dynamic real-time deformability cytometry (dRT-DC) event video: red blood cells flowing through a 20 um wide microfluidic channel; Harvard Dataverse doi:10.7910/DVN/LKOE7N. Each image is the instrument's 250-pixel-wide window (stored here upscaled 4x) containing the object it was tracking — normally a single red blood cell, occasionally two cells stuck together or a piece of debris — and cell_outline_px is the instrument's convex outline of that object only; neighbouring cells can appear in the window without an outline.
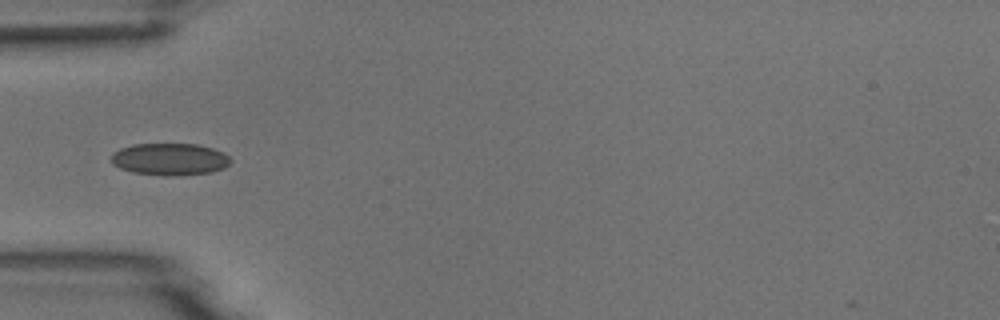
{"species": "common noctule bat (a hibernating species)", "species_latin": "Nyctalus noctula", "temperature_condition": "room temperature", "stored_images_in_passage": 5, "camera_frame_rate_fps": 3000, "um_per_image_px": 0.085, "animal": {"sex": "male", "body_mass_g": 18.8}, "frame": {"image": 1, "passage_image": 5, "time_ms": 5.333, "image_size_px": [1000, 320], "cell_outline_px": [[232, 160], [224, 168], [212, 172], [176, 176], [164, 176], [132, 172], [120, 168], [112, 164], [112, 152], [120, 148], [132, 144], [196, 144], [212, 148], [224, 152]], "centroid_in_image_um": [14.43, 13.54], "position_along_channel_um": 70.6, "area_um2": 22.48}}